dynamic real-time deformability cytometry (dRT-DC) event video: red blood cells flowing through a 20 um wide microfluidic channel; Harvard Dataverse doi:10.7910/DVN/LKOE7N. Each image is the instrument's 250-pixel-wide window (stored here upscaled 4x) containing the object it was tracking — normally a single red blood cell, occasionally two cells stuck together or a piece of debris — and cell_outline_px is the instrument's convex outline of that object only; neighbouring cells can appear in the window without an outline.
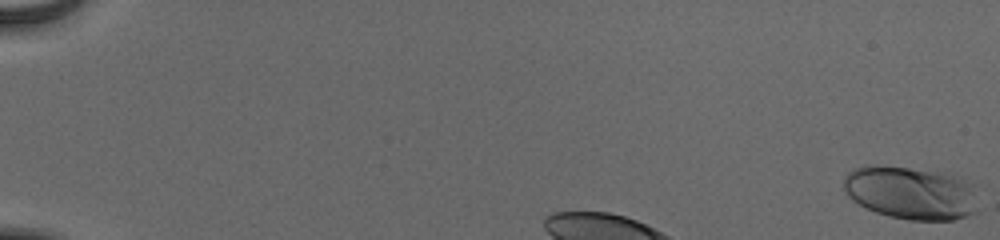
{"species": "human", "species_latin": "Homo sapiens", "temperature_condition": "cold", "stored_images_in_passage": 9, "camera_frame_rate_fps": 3000, "um_per_image_px": 0.085, "donor": {"sex": "male"}, "frame": {"image": 1, "passage_image": 1, "time_ms": 0.0, "image_size_px": [1000, 240], "cell_outline_px": [[976, 212], [952, 220], [908, 220], [876, 212], [852, 200], [844, 192], [844, 176], [848, 172], [864, 164], [872, 164], [908, 168], [964, 176], [976, 184]], "centroid_in_image_um": [77.46, 16.37], "position_along_channel_um": 7.5, "area_um2": 42.08}}